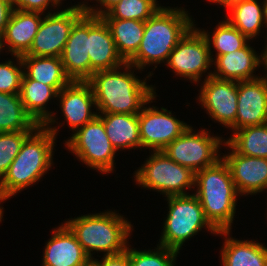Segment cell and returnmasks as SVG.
I'll use <instances>...</instances> for the list:
<instances>
[{
    "label": "cell",
    "instance_id": "cell-28",
    "mask_svg": "<svg viewBox=\"0 0 267 266\" xmlns=\"http://www.w3.org/2000/svg\"><path fill=\"white\" fill-rule=\"evenodd\" d=\"M233 135L224 145L241 155L267 158V123L235 130Z\"/></svg>",
    "mask_w": 267,
    "mask_h": 266
},
{
    "label": "cell",
    "instance_id": "cell-21",
    "mask_svg": "<svg viewBox=\"0 0 267 266\" xmlns=\"http://www.w3.org/2000/svg\"><path fill=\"white\" fill-rule=\"evenodd\" d=\"M260 57L247 44L239 50L220 55L214 59L216 60L214 64L217 67V72H213L212 76L236 82L259 78L253 75V71L261 65Z\"/></svg>",
    "mask_w": 267,
    "mask_h": 266
},
{
    "label": "cell",
    "instance_id": "cell-7",
    "mask_svg": "<svg viewBox=\"0 0 267 266\" xmlns=\"http://www.w3.org/2000/svg\"><path fill=\"white\" fill-rule=\"evenodd\" d=\"M135 174L136 183L162 192L166 197L187 195L185 188L195 186V173L171 160L163 151H153Z\"/></svg>",
    "mask_w": 267,
    "mask_h": 266
},
{
    "label": "cell",
    "instance_id": "cell-11",
    "mask_svg": "<svg viewBox=\"0 0 267 266\" xmlns=\"http://www.w3.org/2000/svg\"><path fill=\"white\" fill-rule=\"evenodd\" d=\"M213 61L204 33L193 25L169 54L167 65L176 75L198 82Z\"/></svg>",
    "mask_w": 267,
    "mask_h": 266
},
{
    "label": "cell",
    "instance_id": "cell-3",
    "mask_svg": "<svg viewBox=\"0 0 267 266\" xmlns=\"http://www.w3.org/2000/svg\"><path fill=\"white\" fill-rule=\"evenodd\" d=\"M56 133L55 127L39 125L25 139L20 152L0 180V191L6 199L39 181L49 170Z\"/></svg>",
    "mask_w": 267,
    "mask_h": 266
},
{
    "label": "cell",
    "instance_id": "cell-24",
    "mask_svg": "<svg viewBox=\"0 0 267 266\" xmlns=\"http://www.w3.org/2000/svg\"><path fill=\"white\" fill-rule=\"evenodd\" d=\"M21 60L24 69L28 70H24V74L29 79L53 86L58 92L71 82L60 57L21 56Z\"/></svg>",
    "mask_w": 267,
    "mask_h": 266
},
{
    "label": "cell",
    "instance_id": "cell-15",
    "mask_svg": "<svg viewBox=\"0 0 267 266\" xmlns=\"http://www.w3.org/2000/svg\"><path fill=\"white\" fill-rule=\"evenodd\" d=\"M89 14L84 13L73 25L61 61L71 81L90 79Z\"/></svg>",
    "mask_w": 267,
    "mask_h": 266
},
{
    "label": "cell",
    "instance_id": "cell-6",
    "mask_svg": "<svg viewBox=\"0 0 267 266\" xmlns=\"http://www.w3.org/2000/svg\"><path fill=\"white\" fill-rule=\"evenodd\" d=\"M169 211L164 223L160 245L179 252L183 243L196 235L201 228L211 233L218 231L206 219L204 210L195 194L167 197Z\"/></svg>",
    "mask_w": 267,
    "mask_h": 266
},
{
    "label": "cell",
    "instance_id": "cell-40",
    "mask_svg": "<svg viewBox=\"0 0 267 266\" xmlns=\"http://www.w3.org/2000/svg\"><path fill=\"white\" fill-rule=\"evenodd\" d=\"M261 64H264L266 66L265 69L267 68V45L265 47V51L261 55ZM264 78L267 79V74H266V77Z\"/></svg>",
    "mask_w": 267,
    "mask_h": 266
},
{
    "label": "cell",
    "instance_id": "cell-31",
    "mask_svg": "<svg viewBox=\"0 0 267 266\" xmlns=\"http://www.w3.org/2000/svg\"><path fill=\"white\" fill-rule=\"evenodd\" d=\"M161 6L156 0H120L102 18L131 19L146 21L153 16Z\"/></svg>",
    "mask_w": 267,
    "mask_h": 266
},
{
    "label": "cell",
    "instance_id": "cell-2",
    "mask_svg": "<svg viewBox=\"0 0 267 266\" xmlns=\"http://www.w3.org/2000/svg\"><path fill=\"white\" fill-rule=\"evenodd\" d=\"M197 196L206 219L218 231L227 236L235 215L236 196L239 194L227 163L220 158L215 164L195 173Z\"/></svg>",
    "mask_w": 267,
    "mask_h": 266
},
{
    "label": "cell",
    "instance_id": "cell-16",
    "mask_svg": "<svg viewBox=\"0 0 267 266\" xmlns=\"http://www.w3.org/2000/svg\"><path fill=\"white\" fill-rule=\"evenodd\" d=\"M90 78L94 72L112 70L126 62L118 54L109 26L102 17L89 15Z\"/></svg>",
    "mask_w": 267,
    "mask_h": 266
},
{
    "label": "cell",
    "instance_id": "cell-17",
    "mask_svg": "<svg viewBox=\"0 0 267 266\" xmlns=\"http://www.w3.org/2000/svg\"><path fill=\"white\" fill-rule=\"evenodd\" d=\"M57 97L60 98L64 118L75 131L98 116L97 113L91 112L96 101L88 81H71L58 92Z\"/></svg>",
    "mask_w": 267,
    "mask_h": 266
},
{
    "label": "cell",
    "instance_id": "cell-29",
    "mask_svg": "<svg viewBox=\"0 0 267 266\" xmlns=\"http://www.w3.org/2000/svg\"><path fill=\"white\" fill-rule=\"evenodd\" d=\"M229 12L226 20L249 40L257 36L263 24L267 26L265 4L261 8L257 0L244 1L230 8Z\"/></svg>",
    "mask_w": 267,
    "mask_h": 266
},
{
    "label": "cell",
    "instance_id": "cell-38",
    "mask_svg": "<svg viewBox=\"0 0 267 266\" xmlns=\"http://www.w3.org/2000/svg\"><path fill=\"white\" fill-rule=\"evenodd\" d=\"M13 8L14 4L12 0H0V37L4 33Z\"/></svg>",
    "mask_w": 267,
    "mask_h": 266
},
{
    "label": "cell",
    "instance_id": "cell-34",
    "mask_svg": "<svg viewBox=\"0 0 267 266\" xmlns=\"http://www.w3.org/2000/svg\"><path fill=\"white\" fill-rule=\"evenodd\" d=\"M19 66L12 61L0 63V92L8 94H19L24 71L21 56L14 55ZM19 67V68H18Z\"/></svg>",
    "mask_w": 267,
    "mask_h": 266
},
{
    "label": "cell",
    "instance_id": "cell-43",
    "mask_svg": "<svg viewBox=\"0 0 267 266\" xmlns=\"http://www.w3.org/2000/svg\"><path fill=\"white\" fill-rule=\"evenodd\" d=\"M263 2L265 4V18L267 20V0H264Z\"/></svg>",
    "mask_w": 267,
    "mask_h": 266
},
{
    "label": "cell",
    "instance_id": "cell-32",
    "mask_svg": "<svg viewBox=\"0 0 267 266\" xmlns=\"http://www.w3.org/2000/svg\"><path fill=\"white\" fill-rule=\"evenodd\" d=\"M34 130L0 132V180L6 174L12 161L20 152L25 139Z\"/></svg>",
    "mask_w": 267,
    "mask_h": 266
},
{
    "label": "cell",
    "instance_id": "cell-35",
    "mask_svg": "<svg viewBox=\"0 0 267 266\" xmlns=\"http://www.w3.org/2000/svg\"><path fill=\"white\" fill-rule=\"evenodd\" d=\"M52 3L51 5L57 6L61 2L60 0H14V8L21 10V11H26V12H38V13H43L44 10L48 9L47 7L49 4ZM16 6V7H15Z\"/></svg>",
    "mask_w": 267,
    "mask_h": 266
},
{
    "label": "cell",
    "instance_id": "cell-20",
    "mask_svg": "<svg viewBox=\"0 0 267 266\" xmlns=\"http://www.w3.org/2000/svg\"><path fill=\"white\" fill-rule=\"evenodd\" d=\"M40 14L42 13L26 12L13 8L1 36V49L7 43L12 55H25L31 48L38 32L42 21Z\"/></svg>",
    "mask_w": 267,
    "mask_h": 266
},
{
    "label": "cell",
    "instance_id": "cell-4",
    "mask_svg": "<svg viewBox=\"0 0 267 266\" xmlns=\"http://www.w3.org/2000/svg\"><path fill=\"white\" fill-rule=\"evenodd\" d=\"M193 25L186 11L161 7L145 21L140 46L127 63L140 70L147 64L167 61L169 54Z\"/></svg>",
    "mask_w": 267,
    "mask_h": 266
},
{
    "label": "cell",
    "instance_id": "cell-41",
    "mask_svg": "<svg viewBox=\"0 0 267 266\" xmlns=\"http://www.w3.org/2000/svg\"><path fill=\"white\" fill-rule=\"evenodd\" d=\"M4 200H7L4 196H3V194L1 193V191H0V203L2 202V201H4ZM2 209L3 208H0V222H1V219H2V213H3V211H2Z\"/></svg>",
    "mask_w": 267,
    "mask_h": 266
},
{
    "label": "cell",
    "instance_id": "cell-39",
    "mask_svg": "<svg viewBox=\"0 0 267 266\" xmlns=\"http://www.w3.org/2000/svg\"><path fill=\"white\" fill-rule=\"evenodd\" d=\"M210 2H214V3H219L222 6H225L226 8L230 9L233 6L240 4L244 1H248V0H209Z\"/></svg>",
    "mask_w": 267,
    "mask_h": 266
},
{
    "label": "cell",
    "instance_id": "cell-13",
    "mask_svg": "<svg viewBox=\"0 0 267 266\" xmlns=\"http://www.w3.org/2000/svg\"><path fill=\"white\" fill-rule=\"evenodd\" d=\"M201 87L199 102L212 119L230 128L237 115L238 82L218 79L210 73Z\"/></svg>",
    "mask_w": 267,
    "mask_h": 266
},
{
    "label": "cell",
    "instance_id": "cell-25",
    "mask_svg": "<svg viewBox=\"0 0 267 266\" xmlns=\"http://www.w3.org/2000/svg\"><path fill=\"white\" fill-rule=\"evenodd\" d=\"M226 239L221 251L223 266H267V248L262 244Z\"/></svg>",
    "mask_w": 267,
    "mask_h": 266
},
{
    "label": "cell",
    "instance_id": "cell-14",
    "mask_svg": "<svg viewBox=\"0 0 267 266\" xmlns=\"http://www.w3.org/2000/svg\"><path fill=\"white\" fill-rule=\"evenodd\" d=\"M267 123V79L238 82L237 115L233 131Z\"/></svg>",
    "mask_w": 267,
    "mask_h": 266
},
{
    "label": "cell",
    "instance_id": "cell-10",
    "mask_svg": "<svg viewBox=\"0 0 267 266\" xmlns=\"http://www.w3.org/2000/svg\"><path fill=\"white\" fill-rule=\"evenodd\" d=\"M85 13L79 4L42 19L29 51L22 56L61 57L74 23Z\"/></svg>",
    "mask_w": 267,
    "mask_h": 266
},
{
    "label": "cell",
    "instance_id": "cell-37",
    "mask_svg": "<svg viewBox=\"0 0 267 266\" xmlns=\"http://www.w3.org/2000/svg\"><path fill=\"white\" fill-rule=\"evenodd\" d=\"M98 3L100 2L101 7H105V9L103 10L102 8L99 10L94 9L93 7H89L86 4H80L81 7L84 8L85 13L92 15V16H97V17H101L104 14H106L114 5H116L117 3L120 2V0H97Z\"/></svg>",
    "mask_w": 267,
    "mask_h": 266
},
{
    "label": "cell",
    "instance_id": "cell-23",
    "mask_svg": "<svg viewBox=\"0 0 267 266\" xmlns=\"http://www.w3.org/2000/svg\"><path fill=\"white\" fill-rule=\"evenodd\" d=\"M57 95L58 91L53 86L45 85L23 75L19 96L26 111L39 125L48 126L55 122L54 115L46 110L45 105L49 99L56 98Z\"/></svg>",
    "mask_w": 267,
    "mask_h": 266
},
{
    "label": "cell",
    "instance_id": "cell-12",
    "mask_svg": "<svg viewBox=\"0 0 267 266\" xmlns=\"http://www.w3.org/2000/svg\"><path fill=\"white\" fill-rule=\"evenodd\" d=\"M144 107L138 113L139 132L142 147L162 151L179 137L189 125L176 119L165 108Z\"/></svg>",
    "mask_w": 267,
    "mask_h": 266
},
{
    "label": "cell",
    "instance_id": "cell-27",
    "mask_svg": "<svg viewBox=\"0 0 267 266\" xmlns=\"http://www.w3.org/2000/svg\"><path fill=\"white\" fill-rule=\"evenodd\" d=\"M38 126L26 111L19 94L0 92V132L35 130Z\"/></svg>",
    "mask_w": 267,
    "mask_h": 266
},
{
    "label": "cell",
    "instance_id": "cell-18",
    "mask_svg": "<svg viewBox=\"0 0 267 266\" xmlns=\"http://www.w3.org/2000/svg\"><path fill=\"white\" fill-rule=\"evenodd\" d=\"M239 194H255L267 189V158L249 157L233 149L223 156Z\"/></svg>",
    "mask_w": 267,
    "mask_h": 266
},
{
    "label": "cell",
    "instance_id": "cell-26",
    "mask_svg": "<svg viewBox=\"0 0 267 266\" xmlns=\"http://www.w3.org/2000/svg\"><path fill=\"white\" fill-rule=\"evenodd\" d=\"M109 26L118 54L127 62L138 50L144 35L145 22L103 18Z\"/></svg>",
    "mask_w": 267,
    "mask_h": 266
},
{
    "label": "cell",
    "instance_id": "cell-5",
    "mask_svg": "<svg viewBox=\"0 0 267 266\" xmlns=\"http://www.w3.org/2000/svg\"><path fill=\"white\" fill-rule=\"evenodd\" d=\"M74 233L86 254L92 259L91 251L114 255L127 249V238L132 230L131 223L115 212L83 215L65 222Z\"/></svg>",
    "mask_w": 267,
    "mask_h": 266
},
{
    "label": "cell",
    "instance_id": "cell-42",
    "mask_svg": "<svg viewBox=\"0 0 267 266\" xmlns=\"http://www.w3.org/2000/svg\"><path fill=\"white\" fill-rule=\"evenodd\" d=\"M83 266H99V265L92 258L88 262H86Z\"/></svg>",
    "mask_w": 267,
    "mask_h": 266
},
{
    "label": "cell",
    "instance_id": "cell-8",
    "mask_svg": "<svg viewBox=\"0 0 267 266\" xmlns=\"http://www.w3.org/2000/svg\"><path fill=\"white\" fill-rule=\"evenodd\" d=\"M75 132L66 141L67 148L90 168L102 173L113 171L116 150L107 137L103 121L97 116Z\"/></svg>",
    "mask_w": 267,
    "mask_h": 266
},
{
    "label": "cell",
    "instance_id": "cell-36",
    "mask_svg": "<svg viewBox=\"0 0 267 266\" xmlns=\"http://www.w3.org/2000/svg\"><path fill=\"white\" fill-rule=\"evenodd\" d=\"M99 266H130L129 247L124 252L114 255H104L102 260H94Z\"/></svg>",
    "mask_w": 267,
    "mask_h": 266
},
{
    "label": "cell",
    "instance_id": "cell-30",
    "mask_svg": "<svg viewBox=\"0 0 267 266\" xmlns=\"http://www.w3.org/2000/svg\"><path fill=\"white\" fill-rule=\"evenodd\" d=\"M212 38L206 31H202L208 41V44L217 50L216 58L220 55L239 50L247 45L246 36H244L236 27L232 26L227 20L219 22L215 28ZM212 39V41H211ZM212 42V43H211Z\"/></svg>",
    "mask_w": 267,
    "mask_h": 266
},
{
    "label": "cell",
    "instance_id": "cell-19",
    "mask_svg": "<svg viewBox=\"0 0 267 266\" xmlns=\"http://www.w3.org/2000/svg\"><path fill=\"white\" fill-rule=\"evenodd\" d=\"M89 260L74 233L64 223L53 230L44 250L42 266H83Z\"/></svg>",
    "mask_w": 267,
    "mask_h": 266
},
{
    "label": "cell",
    "instance_id": "cell-9",
    "mask_svg": "<svg viewBox=\"0 0 267 266\" xmlns=\"http://www.w3.org/2000/svg\"><path fill=\"white\" fill-rule=\"evenodd\" d=\"M192 131V127L188 126L162 151L171 160L196 173L215 164L220 159L217 153L223 141L220 137H211L205 129L196 134Z\"/></svg>",
    "mask_w": 267,
    "mask_h": 266
},
{
    "label": "cell",
    "instance_id": "cell-1",
    "mask_svg": "<svg viewBox=\"0 0 267 266\" xmlns=\"http://www.w3.org/2000/svg\"><path fill=\"white\" fill-rule=\"evenodd\" d=\"M123 67L126 72L118 71L122 67L100 70L88 80L101 113L138 114L144 105L156 98L154 88L129 70L133 67L131 64L126 62Z\"/></svg>",
    "mask_w": 267,
    "mask_h": 266
},
{
    "label": "cell",
    "instance_id": "cell-22",
    "mask_svg": "<svg viewBox=\"0 0 267 266\" xmlns=\"http://www.w3.org/2000/svg\"><path fill=\"white\" fill-rule=\"evenodd\" d=\"M98 117L113 148L134 149L142 147L138 114L101 113Z\"/></svg>",
    "mask_w": 267,
    "mask_h": 266
},
{
    "label": "cell",
    "instance_id": "cell-33",
    "mask_svg": "<svg viewBox=\"0 0 267 266\" xmlns=\"http://www.w3.org/2000/svg\"><path fill=\"white\" fill-rule=\"evenodd\" d=\"M155 251H138L129 248L130 266H174V262L179 253L176 250L159 245Z\"/></svg>",
    "mask_w": 267,
    "mask_h": 266
}]
</instances>
